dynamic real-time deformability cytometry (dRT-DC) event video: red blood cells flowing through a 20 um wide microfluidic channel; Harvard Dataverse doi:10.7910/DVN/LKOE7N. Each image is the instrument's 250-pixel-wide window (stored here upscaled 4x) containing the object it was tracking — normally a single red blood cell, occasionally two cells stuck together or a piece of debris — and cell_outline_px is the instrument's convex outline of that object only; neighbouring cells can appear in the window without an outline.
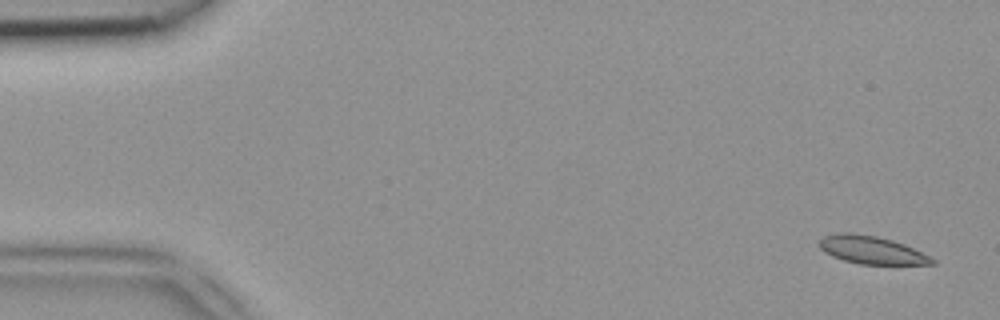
{"species": "common noctule bat (a hibernating species)", "species_latin": "Nyctalus noctula", "temperature_condition": "room temperature", "stored_images_in_passage": 49, "segment_of_instrument_passage": [1, 2], "camera_frame_rate_fps": 3000, "um_per_image_px": 0.085, "animal": {"sex": "female", "body_mass_g": 18.4}, "frame": {"image": 1, "passage_image": 2, "time_ms": 0.333, "image_size_px": [1000, 320], "cell_outline_px": [[936, 264], [860, 264], [844, 260], [832, 256], [824, 252], [820, 248], [820, 240], [824, 236], [836, 232], [852, 232], [876, 236], [892, 240], [904, 244], [936, 260]], "centroid_in_image_um": [74.05, 21.24], "position_along_channel_um": 11.0, "area_um2": 18.21}}
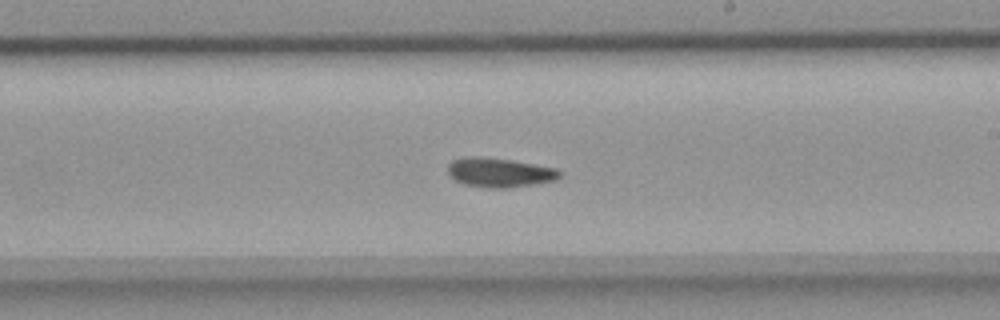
{"frame": {"image": 2, "passage_image": 28, "time_ms": 9.0, "image_size_px": [1000, 320], "cell_outline_px": [[560, 176], [556, 180], [508, 188], [488, 188], [464, 184], [456, 180], [448, 172], [448, 164], [452, 160], [472, 156], [484, 156], [556, 168], [560, 172]], "centroid_in_image_um": [42.44, 14.66], "position_along_channel_um": 246.6, "area_um2": 18.84}}
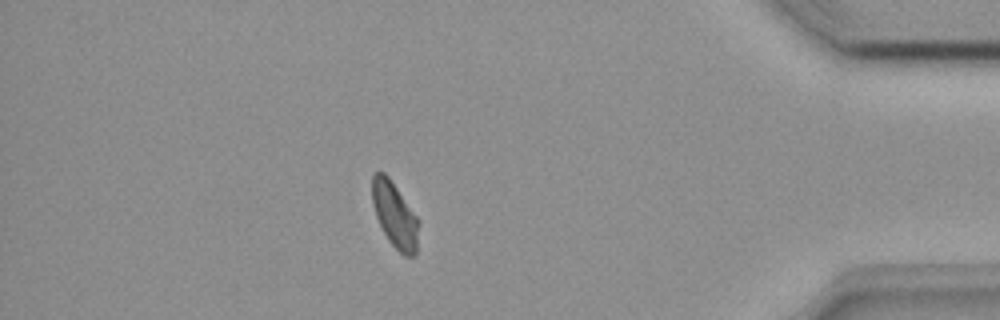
{"frame": {"image": 3, "passage_image": 42, "time_ms": 13.667, "image_size_px": [1000, 320], "cell_outline_px": [[416, 252], [412, 256], [404, 256], [388, 240], [376, 216], [372, 204], [372, 176], [376, 172], [384, 172], [388, 176], [416, 216]], "centroid_in_image_um": [33.5, 18.24], "position_along_channel_um": 401.7, "area_um2": 16.99}}